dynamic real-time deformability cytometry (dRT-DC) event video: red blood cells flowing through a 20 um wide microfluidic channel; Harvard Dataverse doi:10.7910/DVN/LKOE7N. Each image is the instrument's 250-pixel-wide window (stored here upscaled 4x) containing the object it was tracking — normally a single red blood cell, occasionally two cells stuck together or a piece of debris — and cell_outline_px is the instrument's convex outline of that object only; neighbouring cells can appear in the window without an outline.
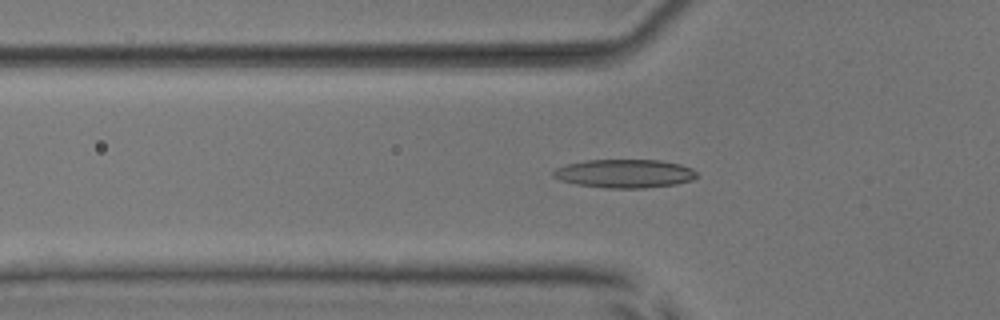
{"species": "common noctule bat (a hibernating species)", "species_latin": "Nyctalus noctula", "temperature_condition": "room temperature", "stored_images_in_passage": 29, "camera_frame_rate_fps": 3000, "um_per_image_px": 0.085, "animal": {"sex": "male", "body_mass_g": 17.9, "forearm_length_mm": 54.2}, "frame": {"image": 1, "passage_image": 5, "time_ms": 1.333, "image_size_px": [1000, 320], "cell_outline_px": [[700, 176], [692, 180], [676, 184], [644, 188], [604, 188], [576, 184], [560, 180], [552, 176], [552, 172], [556, 168], [568, 164], [584, 160], [660, 160], [680, 164], [692, 168]], "centroid_in_image_um": [53.11, 14.75], "position_along_channel_um": 72.7, "area_um2": 23.99}}
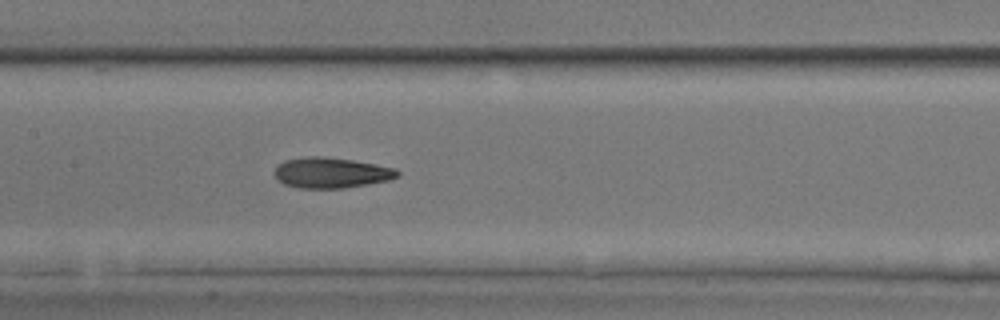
{"frame": {"image": 2, "passage_image": 13, "time_ms": 4.0, "image_size_px": [1000, 320], "cell_outline_px": [[400, 176], [388, 180], [344, 188], [300, 188], [284, 184], [276, 180], [272, 172], [276, 164], [284, 160], [308, 156], [320, 156], [352, 160], [376, 164], [396, 168], [400, 172]], "centroid_in_image_um": [28.1, 14.68], "position_along_channel_um": 179.3, "area_um2": 22.14}}
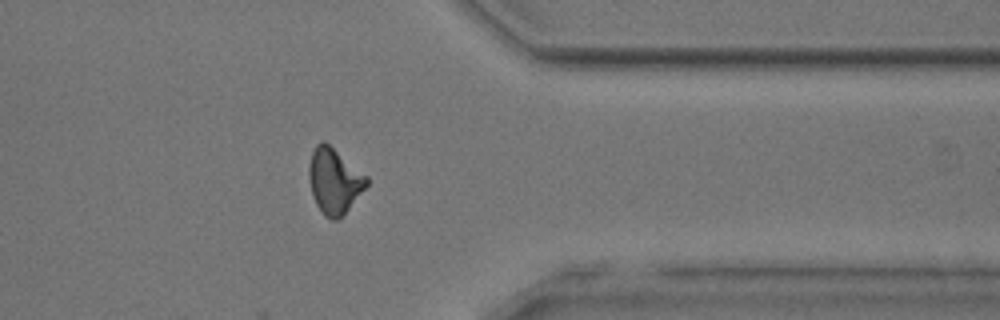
{"frame": {"image": 3, "passage_image": 29, "time_ms": 9.333, "image_size_px": [1000, 320], "cell_outline_px": [[368, 184], [348, 208], [336, 220], [332, 220], [324, 216], [316, 204], [312, 196], [308, 176], [308, 168], [312, 152], [316, 144], [320, 140], [324, 140], [368, 176]], "centroid_in_image_um": [28.38, 15.35], "position_along_channel_um": 383.0, "area_um2": 21.85}, "authors_computed_cell_mechanics": {"area_um2": 21.386, "velocity_mm_per_s": 3.9865, "shape_relaxation_time_tau1_ms": 8.8927, "shape_relaxation_time_tau2_ms": 3.1191, "deformation_change_tau1": 0.2168, "deformation_change_tau2": 0.1116}}